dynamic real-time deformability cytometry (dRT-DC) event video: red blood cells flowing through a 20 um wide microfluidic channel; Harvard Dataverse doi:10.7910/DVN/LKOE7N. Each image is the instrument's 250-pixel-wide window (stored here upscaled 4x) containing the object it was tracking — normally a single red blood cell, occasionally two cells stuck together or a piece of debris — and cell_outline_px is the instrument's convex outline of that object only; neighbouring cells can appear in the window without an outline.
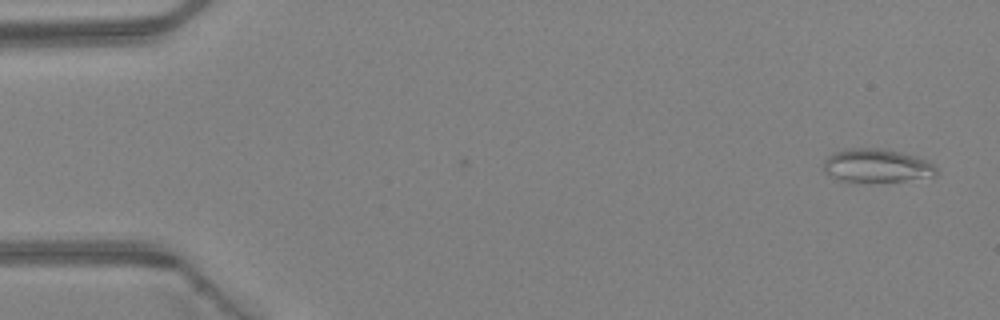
{"species": "Egyptian fruit bat (a non-hibernating species)", "species_latin": "Rousettus aegyptiacus", "temperature_condition": "warm", "stored_images_in_passage": 2, "camera_frame_rate_fps": 3000, "um_per_image_px": 0.085, "animal": {"sex": "female"}, "frame": {"image": 1, "passage_image": 2, "time_ms": 0.333, "image_size_px": [1000, 320], "cell_outline_px": [[936, 176], [904, 180], [848, 184], [824, 172], [824, 160], [828, 156], [836, 152], [852, 148], [880, 148], [900, 152], [928, 160], [936, 168]], "centroid_in_image_um": [74.49, 14.11], "position_along_channel_um": 10.5, "area_um2": 22.2}}